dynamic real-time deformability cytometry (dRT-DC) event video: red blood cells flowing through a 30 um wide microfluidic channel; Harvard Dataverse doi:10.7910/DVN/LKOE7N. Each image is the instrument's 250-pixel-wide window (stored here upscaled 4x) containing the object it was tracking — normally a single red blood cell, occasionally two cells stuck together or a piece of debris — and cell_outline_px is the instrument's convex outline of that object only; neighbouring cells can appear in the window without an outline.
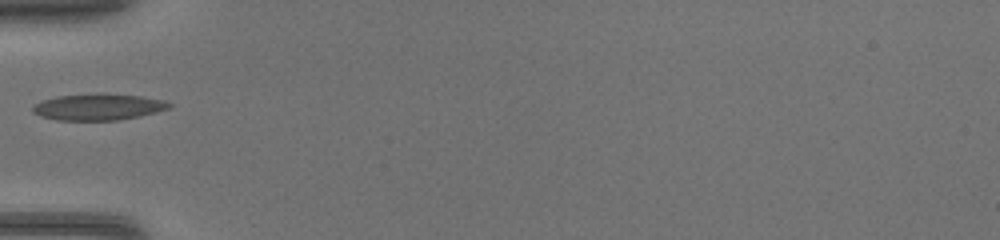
{"species": "common noctule bat (a hibernating species)", "species_latin": "Nyctalus noctula", "temperature_condition": "warm", "stored_images_in_passage": 30, "camera_frame_rate_fps": 3000, "um_per_image_px": 0.085, "animal": {"sex": "female", "body_mass_g": 17.0, "forearm_length_mm": 48.0}, "frame": {"image": 1, "passage_image": 1, "time_ms": 0.0, "image_size_px": [1000, 240], "cell_outline_px": [[172, 108], [140, 116], [116, 120], [56, 120], [40, 116], [32, 112], [32, 108], [40, 100], [56, 96], [100, 92], [104, 92], [140, 96], [164, 100], [172, 104]], "centroid_in_image_um": [8.35, 9.07], "position_along_channel_um": 76.6, "area_um2": 21.39}}
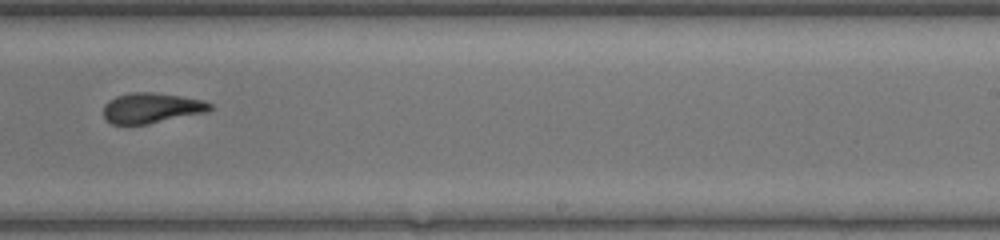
{"frame": {"image": 2, "passage_image": 14, "time_ms": 4.333, "image_size_px": [1000, 240], "cell_outline_px": [[212, 108], [208, 112], [148, 124], [112, 124], [104, 120], [104, 104], [108, 100], [116, 96], [132, 92], [152, 92], [180, 96], [204, 100], [212, 104]], "centroid_in_image_um": [12.87, 9.18], "position_along_channel_um": 276.1, "area_um2": 18.96}}
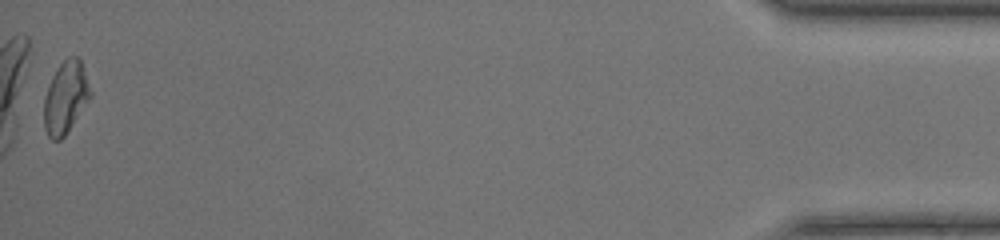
{"frame": {"image": 3, "passage_image": 30, "time_ms": 9.667, "image_size_px": [1000, 240], "cell_outline_px": [[92, 96], [64, 136], [60, 140], [52, 140], [48, 136], [44, 128], [44, 96], [48, 84], [56, 68], [68, 56], [80, 56], [92, 92]], "centroid_in_image_um": [5.58, 8.25], "position_along_channel_um": 429.6, "area_um2": 19.71}}